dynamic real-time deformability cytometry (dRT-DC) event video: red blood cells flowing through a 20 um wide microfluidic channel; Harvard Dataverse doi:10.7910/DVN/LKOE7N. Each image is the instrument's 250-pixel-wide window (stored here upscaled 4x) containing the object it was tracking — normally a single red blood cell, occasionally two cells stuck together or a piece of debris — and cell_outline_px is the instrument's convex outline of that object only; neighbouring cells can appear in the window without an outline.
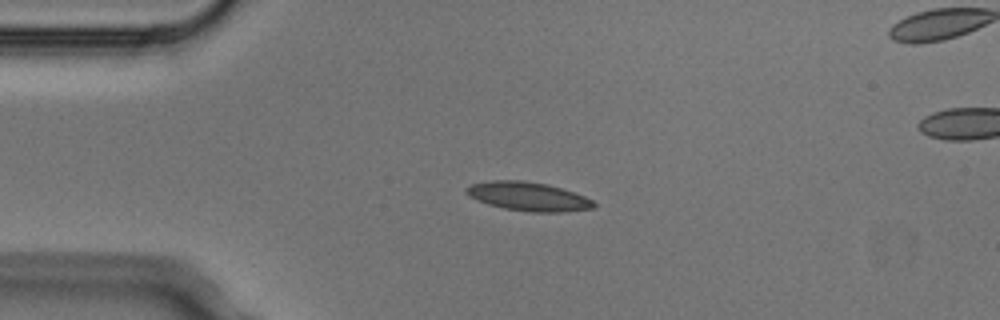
{"species": "Egyptian fruit bat (a non-hibernating species)", "species_latin": "Rousettus aegyptiacus", "temperature_condition": "cold", "stored_images_in_passage": 5, "camera_frame_rate_fps": 3000, "um_per_image_px": 0.085, "animal": {"sex": "male"}, "frame": {"image": 1, "passage_image": 2, "time_ms": 0.333, "image_size_px": [1000, 320], "cell_outline_px": [[596, 208], [564, 212], [528, 212], [504, 208], [488, 204], [468, 196], [464, 192], [464, 188], [472, 184], [492, 180], [520, 180], [548, 184], [584, 196], [592, 200], [596, 204]], "centroid_in_image_um": [44.89, 16.7], "position_along_channel_um": 40.1, "area_um2": 21.44}}
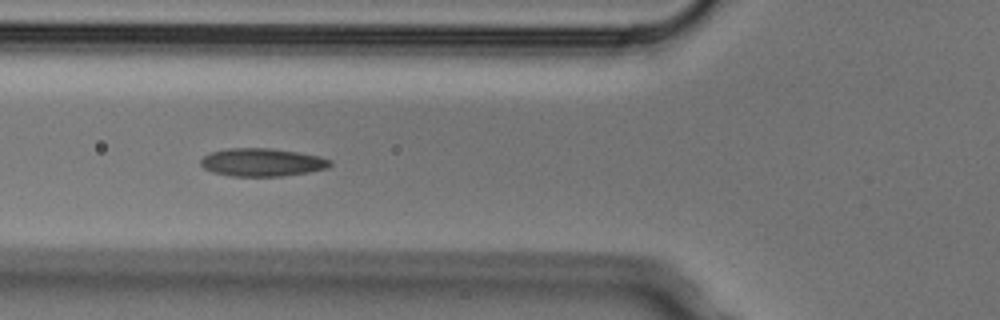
{"frame": {"image": 2, "passage_image": 4, "time_ms": 1.0, "image_size_px": [1000, 320], "cell_outline_px": [[332, 164], [328, 168], [308, 172], [280, 176], [232, 176], [212, 172], [204, 168], [200, 164], [200, 160], [204, 156], [212, 152], [228, 148], [272, 148], [320, 156], [332, 160]], "centroid_in_image_um": [22.29, 13.79], "position_along_channel_um": 103.5, "area_um2": 21.1}}
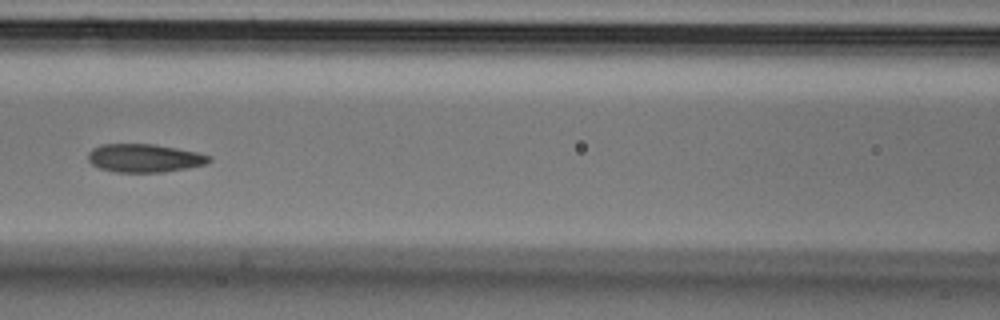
{"frame": {"image": 3, "passage_image": 5, "time_ms": 1.333, "image_size_px": [1000, 320], "cell_outline_px": [[212, 160], [208, 164], [188, 168], [164, 172], [116, 172], [100, 168], [92, 164], [88, 160], [88, 152], [92, 148], [100, 144], [156, 144], [196, 152], [212, 156]], "centroid_in_image_um": [12.29, 13.43], "position_along_channel_um": 154.3, "area_um2": 20.11}}